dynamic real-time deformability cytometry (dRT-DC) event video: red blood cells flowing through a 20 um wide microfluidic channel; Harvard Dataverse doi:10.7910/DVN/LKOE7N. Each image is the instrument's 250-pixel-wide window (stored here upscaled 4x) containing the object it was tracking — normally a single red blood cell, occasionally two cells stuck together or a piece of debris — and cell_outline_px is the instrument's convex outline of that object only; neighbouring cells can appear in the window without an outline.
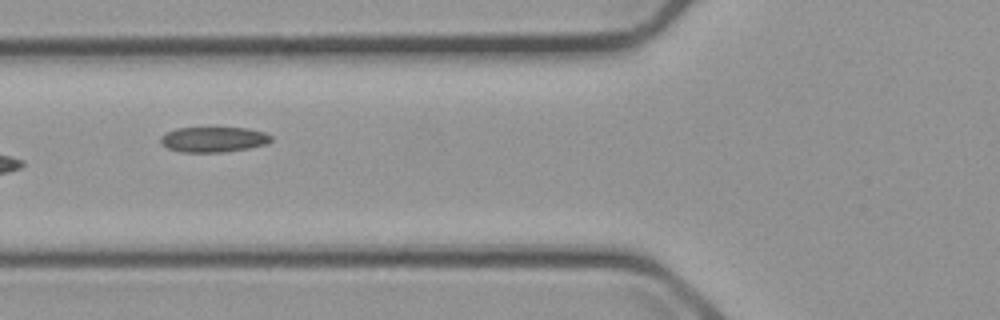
{"species": "common noctule bat (a hibernating species)", "species_latin": "Nyctalus noctula", "temperature_condition": "cold", "stored_images_in_passage": 10, "camera_frame_rate_fps": 3000, "um_per_image_px": 0.085, "animal": {"sex": "male", "body_mass_g": 23.1, "forearm_length_mm": 52.7}, "frame": {"image": 1, "passage_image": 7, "time_ms": 7.0, "image_size_px": [1000, 320], "cell_outline_px": [[272, 140], [268, 144], [248, 148], [224, 152], [180, 152], [168, 148], [160, 144], [160, 136], [164, 132], [176, 128], [248, 128], [264, 132], [272, 136]], "centroid_in_image_um": [18.12, 11.85], "position_along_channel_um": 107.7, "area_um2": 16.47}}
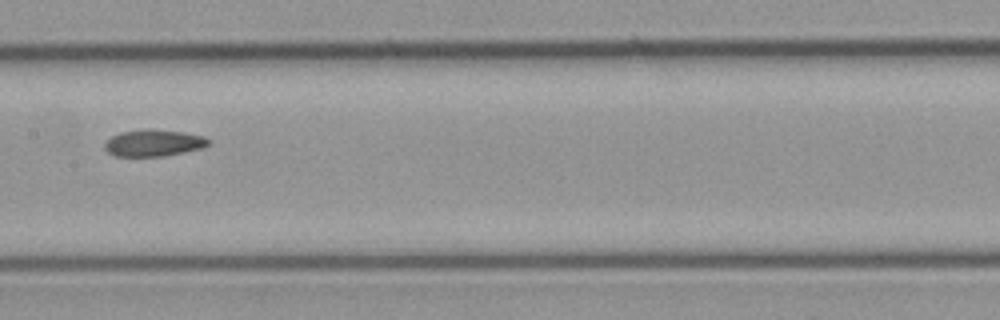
{"frame": {"image": 2, "passage_image": 9, "time_ms": 9.333, "image_size_px": [1000, 320], "cell_outline_px": [[212, 140], [204, 148], [164, 156], [116, 156], [108, 152], [104, 148], [104, 144], [112, 136], [120, 132], [144, 128], [148, 128], [184, 132], [204, 136]], "centroid_in_image_um": [13.08, 12.14], "position_along_channel_um": 194.3, "area_um2": 16.36}}
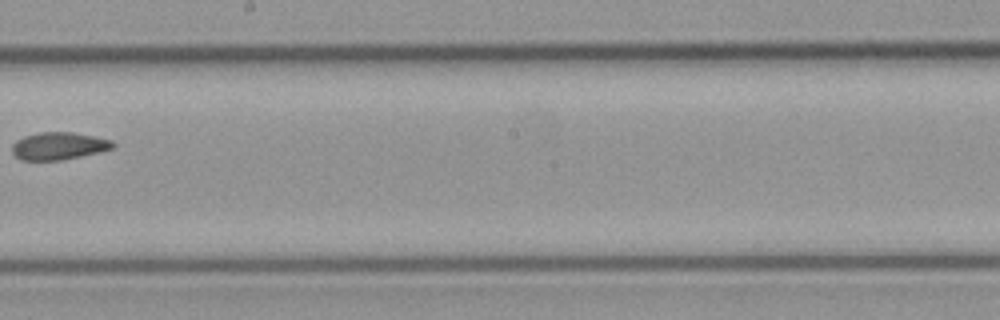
{"frame": {"image": 3, "passage_image": 10, "time_ms": 10.667, "image_size_px": [1000, 320], "cell_outline_px": [[116, 144], [112, 148], [100, 152], [60, 160], [20, 160], [12, 152], [12, 144], [16, 140], [24, 136], [40, 132], [72, 132], [112, 140]], "centroid_in_image_um": [4.97, 12.4], "position_along_channel_um": 243.2, "area_um2": 16.07}}